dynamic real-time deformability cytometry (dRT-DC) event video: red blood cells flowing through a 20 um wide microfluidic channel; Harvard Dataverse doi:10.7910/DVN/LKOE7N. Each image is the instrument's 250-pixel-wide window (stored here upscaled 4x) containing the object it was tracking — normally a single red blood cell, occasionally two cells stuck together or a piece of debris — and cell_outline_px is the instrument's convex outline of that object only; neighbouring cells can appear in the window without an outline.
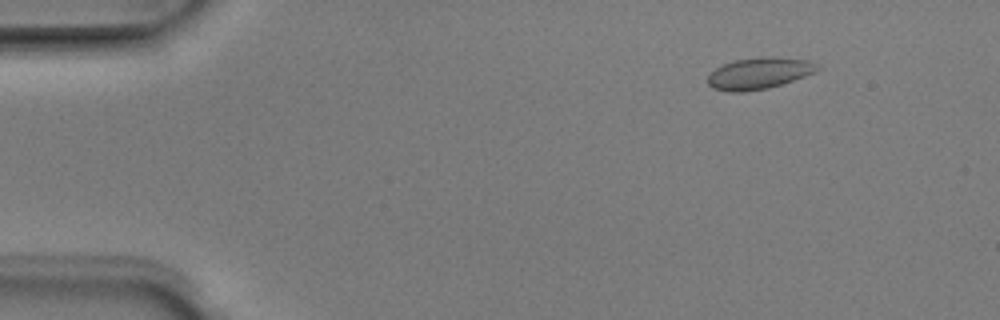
{"species": "Egyptian fruit bat (a non-hibernating species)", "species_latin": "Rousettus aegyptiacus", "temperature_condition": "room temperature", "stored_images_in_passage": 7, "camera_frame_rate_fps": 3000, "um_per_image_px": 0.085, "animal": {"sex": "male"}, "frame": {"image": 1, "passage_image": 2, "time_ms": 0.333, "image_size_px": [1000, 320], "cell_outline_px": [[820, 68], [816, 72], [768, 88], [744, 92], [728, 92], [712, 88], [708, 84], [708, 76], [716, 68], [724, 64], [736, 60], [808, 60], [816, 64]], "centroid_in_image_um": [64.45, 6.31], "position_along_channel_um": 20.5, "area_um2": 18.84}}
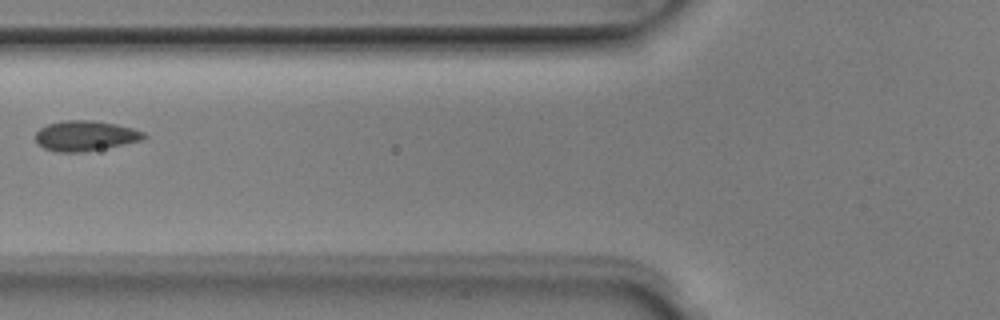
{"frame": {"image": 2, "passage_image": 6, "time_ms": 1.667, "image_size_px": [1000, 320], "cell_outline_px": [[148, 136], [144, 140], [84, 152], [56, 152], [44, 148], [36, 144], [36, 132], [40, 128], [48, 124], [64, 120], [92, 120], [116, 124], [132, 128], [144, 132]], "centroid_in_image_um": [7.25, 11.54], "position_along_channel_um": 118.5, "area_um2": 19.19}}
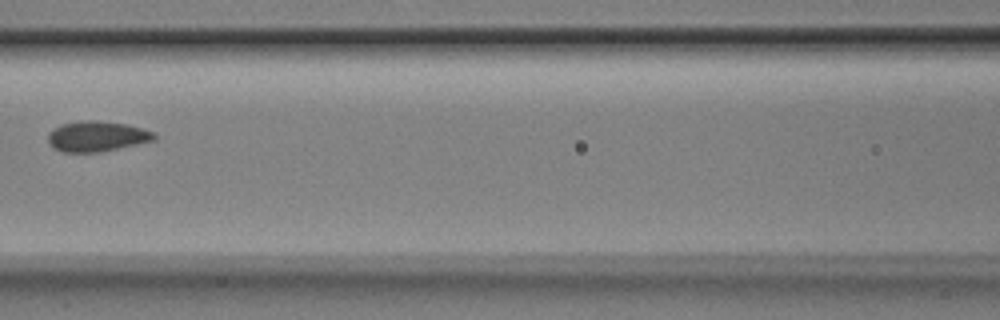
{"frame": {"image": 3, "passage_image": 7, "time_ms": 2.0, "image_size_px": [1000, 320], "cell_outline_px": [[156, 140], [100, 152], [60, 152], [52, 148], [48, 144], [48, 132], [52, 128], [60, 124], [84, 120], [96, 120], [128, 124], [156, 132]], "centroid_in_image_um": [8.21, 11.58], "position_along_channel_um": 158.4, "area_um2": 19.19}}